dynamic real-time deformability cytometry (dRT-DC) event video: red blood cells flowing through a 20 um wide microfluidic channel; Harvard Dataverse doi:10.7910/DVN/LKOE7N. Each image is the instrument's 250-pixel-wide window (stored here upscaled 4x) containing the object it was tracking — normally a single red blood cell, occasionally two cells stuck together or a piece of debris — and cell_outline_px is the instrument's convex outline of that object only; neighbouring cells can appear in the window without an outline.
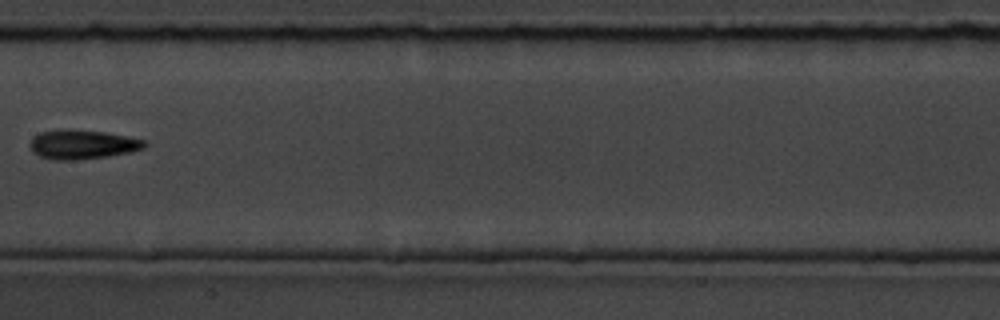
{"species": "common noctule bat (a hibernating species)", "species_latin": "Nyctalus noctula", "temperature_condition": "room temperature", "stored_images_in_passage": 9, "camera_frame_rate_fps": 3000, "um_per_image_px": 0.085, "animal": {"sex": "male", "body_mass_g": 19.5, "forearm_length_mm": 54.6}, "frame": {"image": 1, "passage_image": 9, "time_ms": 10.0, "image_size_px": [1000, 320], "cell_outline_px": [[148, 144], [144, 148], [132, 152], [108, 156], [72, 160], [56, 160], [40, 156], [32, 152], [28, 144], [32, 136], [40, 132], [60, 128], [72, 128], [104, 132], [128, 136], [148, 140]], "centroid_in_image_um": [7.0, 12.25], "position_along_channel_um": 200.4, "area_um2": 20.06}}